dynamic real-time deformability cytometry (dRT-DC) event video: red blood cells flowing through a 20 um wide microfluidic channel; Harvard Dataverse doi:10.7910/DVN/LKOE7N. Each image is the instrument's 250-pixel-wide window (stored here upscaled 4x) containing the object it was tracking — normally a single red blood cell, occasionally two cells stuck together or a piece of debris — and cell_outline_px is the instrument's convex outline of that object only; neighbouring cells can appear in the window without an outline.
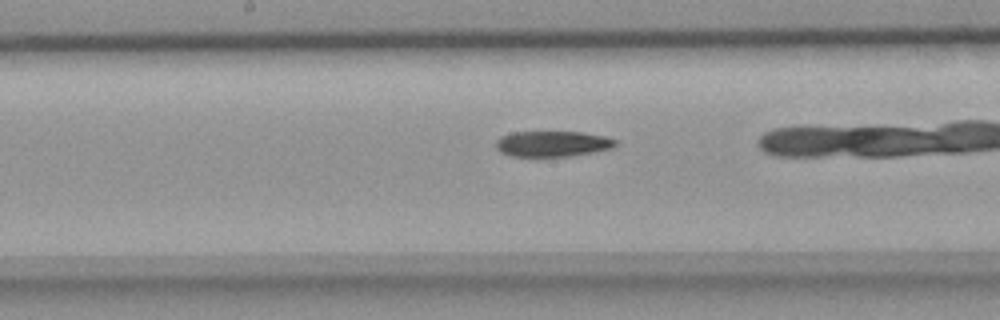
{"species": "common noctule bat (a hibernating species)", "species_latin": "Nyctalus noctula", "temperature_condition": "room temperature", "stored_images_in_passage": 31, "camera_frame_rate_fps": 3000, "um_per_image_px": 0.085, "animal": {"sex": "female", "body_mass_g": 18.4}, "frame": {"image": 1, "passage_image": 19, "time_ms": 6.0, "image_size_px": [1000, 320], "cell_outline_px": [[616, 144], [612, 148], [572, 156], [508, 156], [500, 152], [496, 148], [496, 140], [500, 136], [512, 132], [580, 132], [604, 136], [616, 140]], "centroid_in_image_um": [46.91, 12.22], "position_along_channel_um": 201.3, "area_um2": 17.86}}
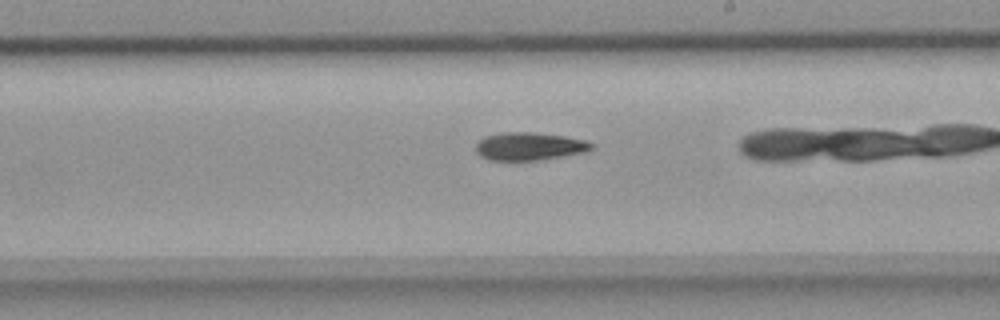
{"frame": {"image": 2, "passage_image": 22, "time_ms": 7.0, "image_size_px": [1000, 320], "cell_outline_px": [[596, 148], [584, 152], [540, 160], [488, 160], [480, 156], [476, 152], [476, 144], [480, 140], [488, 136], [504, 132], [528, 132], [564, 136], [584, 140], [592, 144]], "centroid_in_image_um": [44.99, 12.45], "position_along_channel_um": 244.0, "area_um2": 18.61}}